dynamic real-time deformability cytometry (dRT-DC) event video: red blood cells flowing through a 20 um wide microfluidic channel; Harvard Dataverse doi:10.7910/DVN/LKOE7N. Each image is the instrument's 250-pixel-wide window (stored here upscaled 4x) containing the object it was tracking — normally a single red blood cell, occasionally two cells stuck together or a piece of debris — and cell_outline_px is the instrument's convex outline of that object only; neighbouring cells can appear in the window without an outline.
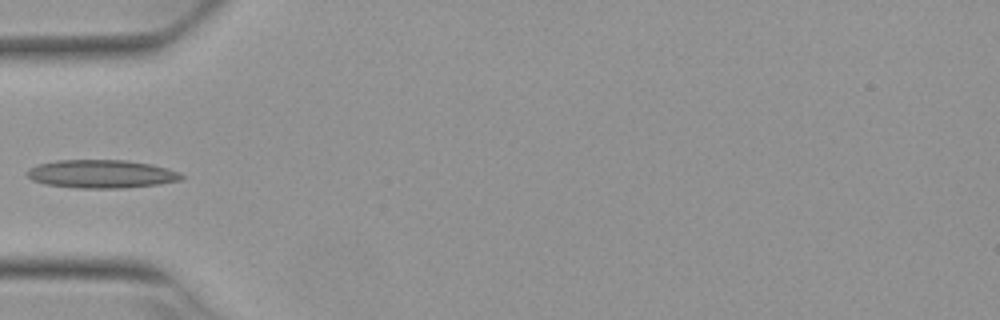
{"species": "Egyptian fruit bat (a non-hibernating species)", "species_latin": "Rousettus aegyptiacus", "temperature_condition": "warm", "stored_images_in_passage": 3, "camera_frame_rate_fps": 3000, "um_per_image_px": 0.085, "animal": {"sex": "female"}, "frame": {"image": 1, "passage_image": 3, "time_ms": 0.667, "image_size_px": [1000, 320], "cell_outline_px": [[184, 180], [160, 184], [124, 188], [76, 188], [44, 184], [32, 180], [28, 176], [28, 168], [40, 164], [56, 160], [128, 160], [168, 168], [184, 176]], "centroid_in_image_um": [8.63, 14.79], "position_along_channel_um": 76.4, "area_um2": 25.43}}